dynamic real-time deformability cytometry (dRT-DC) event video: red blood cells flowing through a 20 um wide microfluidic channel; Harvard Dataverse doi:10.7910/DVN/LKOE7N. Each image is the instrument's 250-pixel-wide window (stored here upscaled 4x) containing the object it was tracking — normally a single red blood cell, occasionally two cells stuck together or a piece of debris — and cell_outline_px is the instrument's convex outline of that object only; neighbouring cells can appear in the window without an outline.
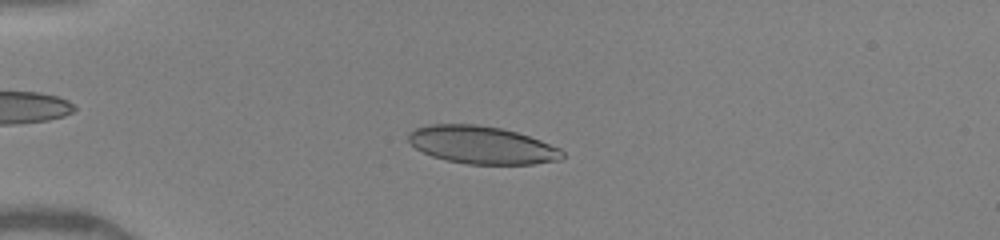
{"species": "human", "species_latin": "Homo sapiens", "temperature_condition": "warm", "stored_images_in_passage": 49, "camera_frame_rate_fps": 3000, "um_per_image_px": 0.085, "donor": {"sex": "female"}, "frame": {"image": 1, "passage_image": 13, "time_ms": 4.0, "image_size_px": [1000, 240], "cell_outline_px": [[564, 156], [560, 160], [532, 164], [468, 164], [448, 160], [432, 156], [416, 148], [408, 140], [408, 132], [416, 128], [432, 124], [476, 124], [500, 128], [516, 132], [540, 140], [560, 148], [564, 152]], "centroid_in_image_um": [40.97, 12.32], "position_along_channel_um": 44.0, "area_um2": 33.64}}
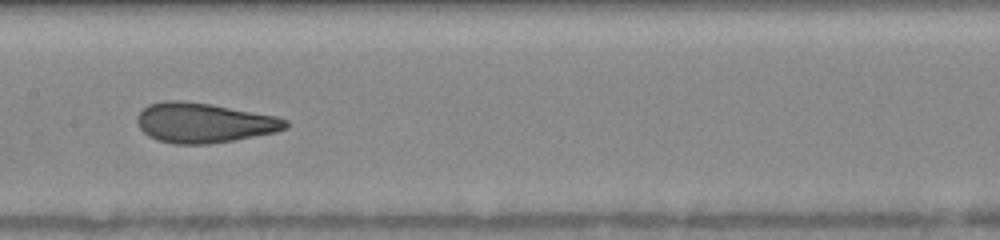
{"frame": {"image": 2, "passage_image": 26, "time_ms": 8.333, "image_size_px": [1000, 240], "cell_outline_px": [[288, 128], [276, 132], [236, 140], [208, 144], [176, 144], [156, 140], [148, 136], [140, 128], [136, 120], [136, 116], [148, 104], [164, 100], [180, 100], [208, 104], [276, 116], [288, 120]], "centroid_in_image_um": [17.32, 10.45], "position_along_channel_um": 190.1, "area_um2": 34.51}}
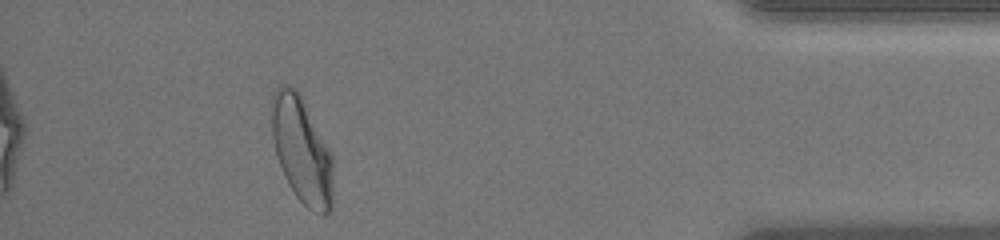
{"frame": {"image": 3, "passage_image": 45, "time_ms": 14.667, "image_size_px": [1000, 240], "cell_outline_px": [[332, 208], [324, 216], [312, 212], [296, 196], [288, 184], [284, 176], [276, 156], [272, 136], [272, 92], [276, 88], [284, 84], [288, 84], [296, 88], [300, 92], [332, 156]], "centroid_in_image_um": [25.64, 12.76], "position_along_channel_um": 409.6, "area_um2": 38.15}, "authors_computed_cell_mechanics": {"area_um2": 34.0442, "velocity_mm_per_s": 4.1165, "shape_relaxation_time_tau1_ms": 6.0134, "shape_relaxation_time_tau2_ms": 0.8288, "deformation_change_tau1": 0.2057, "deformation_change_tau2": 0.0857}}